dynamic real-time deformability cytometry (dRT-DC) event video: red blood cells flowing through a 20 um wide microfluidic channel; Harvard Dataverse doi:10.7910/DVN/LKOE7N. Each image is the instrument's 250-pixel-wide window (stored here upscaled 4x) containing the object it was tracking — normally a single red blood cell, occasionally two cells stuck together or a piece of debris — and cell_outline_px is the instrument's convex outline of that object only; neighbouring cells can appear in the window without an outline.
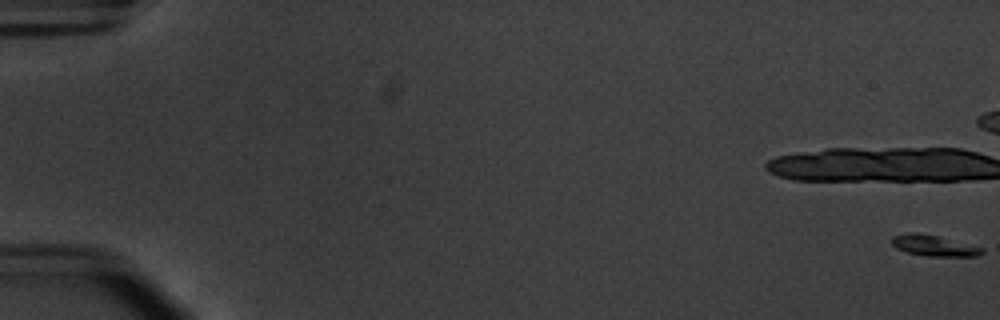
{"species": "common noctule bat (a hibernating species)", "species_latin": "Nyctalus noctula", "temperature_condition": "warm", "stored_images_in_passage": 16, "camera_frame_rate_fps": 3000, "um_per_image_px": 0.085, "animal": {"sex": "male", "body_mass_g": 20.1, "forearm_length_mm": 53.5}, "frame": {"image": 1, "passage_image": 1, "time_ms": 0.0, "image_size_px": [1000, 320], "cell_outline_px": [[984, 252], [980, 256], [928, 256], [908, 252], [896, 248], [892, 244], [892, 236], [908, 232], [916, 232], [936, 236], [984, 248]], "centroid_in_image_um": [79.38, 20.88], "position_along_channel_um": 5.6, "area_um2": 10.81}}